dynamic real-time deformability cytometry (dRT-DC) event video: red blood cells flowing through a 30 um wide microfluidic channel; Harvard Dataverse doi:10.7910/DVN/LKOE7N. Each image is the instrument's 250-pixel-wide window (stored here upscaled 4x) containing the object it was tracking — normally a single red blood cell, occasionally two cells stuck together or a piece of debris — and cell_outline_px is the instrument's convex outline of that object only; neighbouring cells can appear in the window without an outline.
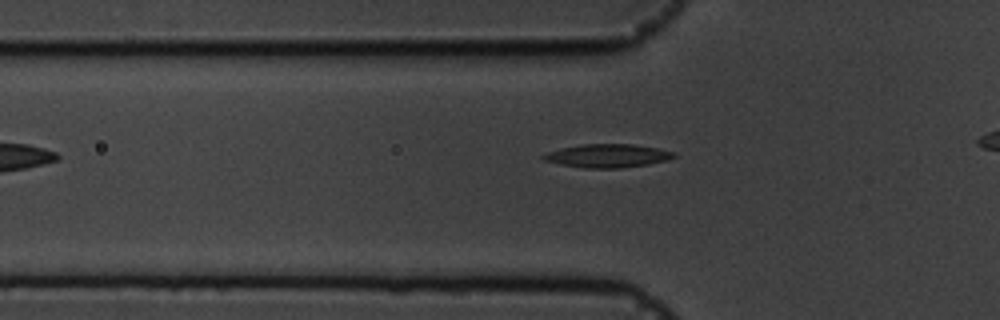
{"species": "common noctule bat (a hibernating species)", "species_latin": "Nyctalus noctula", "temperature_condition": "cold", "stored_images_in_passage": 33, "camera_frame_rate_fps": 3000, "um_per_image_px": 0.085, "animal": {"sex": "male", "body_mass_g": 19.5, "forearm_length_mm": 54.6}, "frame": {"image": 1, "passage_image": 3, "time_ms": 0.667, "image_size_px": [1000, 320], "cell_outline_px": [[676, 156], [668, 160], [648, 164], [620, 168], [584, 168], [560, 164], [544, 160], [540, 156], [548, 152], [560, 148], [580, 144], [632, 144], [656, 148], [676, 152]], "centroid_in_image_um": [51.64, 13.24], "position_along_channel_um": 74.2, "area_um2": 17.8}}
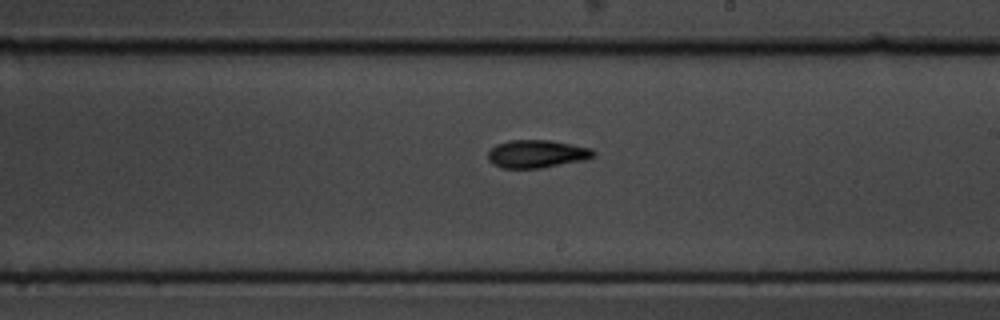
{"frame": {"image": 2, "passage_image": 17, "time_ms": 5.333, "image_size_px": [1000, 320], "cell_outline_px": [[596, 156], [584, 160], [540, 168], [504, 168], [492, 164], [488, 160], [488, 152], [496, 144], [508, 140], [552, 140], [592, 148], [596, 152]], "centroid_in_image_um": [45.64, 13.07], "position_along_channel_um": 243.4, "area_um2": 17.28}}
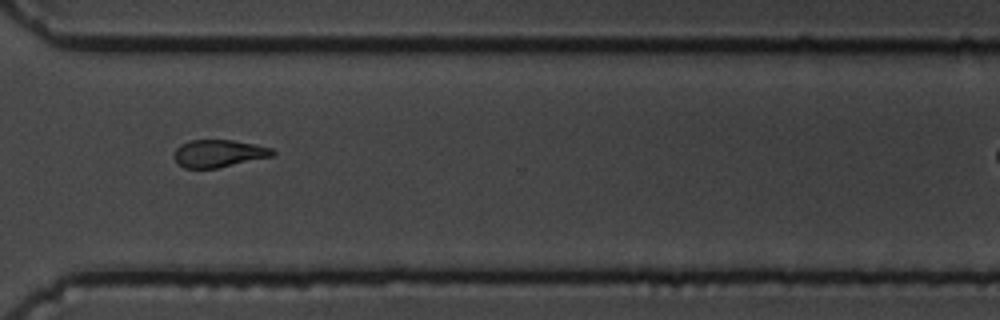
{"frame": {"image": 3, "passage_image": 26, "time_ms": 8.333, "image_size_px": [1000, 320], "cell_outline_px": [[276, 152], [272, 156], [220, 168], [184, 168], [176, 164], [176, 148], [180, 144], [192, 140], [232, 140], [272, 148]], "centroid_in_image_um": [18.59, 13.05], "position_along_channel_um": 352.0, "area_um2": 15.66}, "authors_computed_cell_mechanics": {"area_um2": 16.7042, "velocity_mm_per_s": 3.6232, "shape_relaxation_time_tau1_ms": 4.6733, "shape_relaxation_time_tau2_ms": null, "deformation_change_tau1": 0.1427, "deformation_change_tau2": null}}